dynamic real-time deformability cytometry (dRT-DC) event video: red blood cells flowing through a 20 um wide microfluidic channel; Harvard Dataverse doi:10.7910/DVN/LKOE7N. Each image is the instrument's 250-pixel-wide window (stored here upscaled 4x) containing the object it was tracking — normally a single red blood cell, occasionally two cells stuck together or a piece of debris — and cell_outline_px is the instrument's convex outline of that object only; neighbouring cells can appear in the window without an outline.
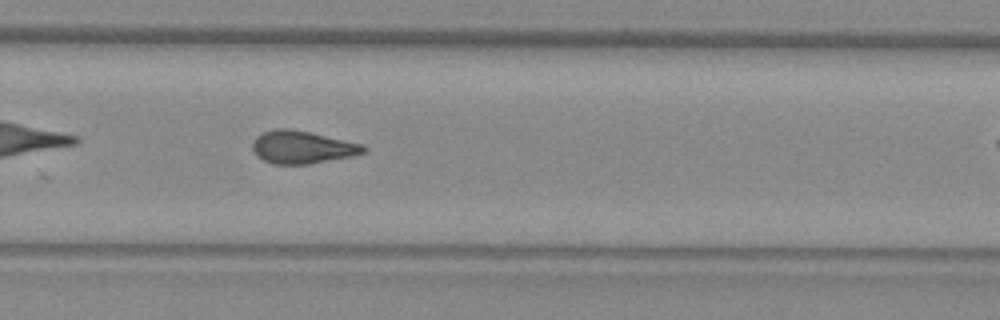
{"species": "common noctule bat (a hibernating species)", "species_latin": "Nyctalus noctula", "temperature_condition": "warm", "stored_images_in_passage": 26, "camera_frame_rate_fps": 3000, "um_per_image_px": 0.085, "animal": {"sex": "female", "body_mass_g": 29.2, "forearm_length_mm": 56.3}, "frame": {"image": 1, "passage_image": 19, "time_ms": 6.0, "image_size_px": [1000, 320], "cell_outline_px": [[368, 148], [364, 152], [352, 156], [308, 164], [272, 164], [256, 156], [252, 148], [252, 140], [256, 136], [264, 132], [276, 128], [288, 128], [308, 132], [364, 144]], "centroid_in_image_um": [25.66, 12.51], "position_along_channel_um": 304.1, "area_um2": 21.15}}
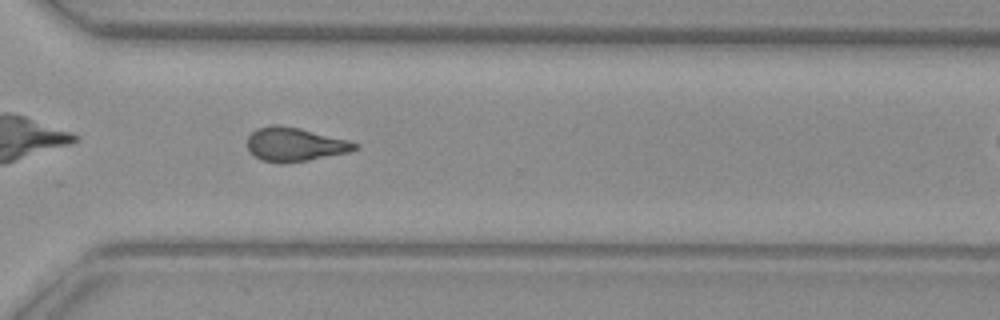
{"frame": {"image": 2, "passage_image": 22, "time_ms": 7.0, "image_size_px": [1000, 320], "cell_outline_px": [[360, 144], [356, 148], [348, 152], [308, 160], [284, 164], [260, 160], [248, 152], [248, 136], [256, 128], [272, 124], [276, 124], [300, 128], [348, 140]], "centroid_in_image_um": [25.01, 12.28], "position_along_channel_um": 345.6, "area_um2": 21.27}}